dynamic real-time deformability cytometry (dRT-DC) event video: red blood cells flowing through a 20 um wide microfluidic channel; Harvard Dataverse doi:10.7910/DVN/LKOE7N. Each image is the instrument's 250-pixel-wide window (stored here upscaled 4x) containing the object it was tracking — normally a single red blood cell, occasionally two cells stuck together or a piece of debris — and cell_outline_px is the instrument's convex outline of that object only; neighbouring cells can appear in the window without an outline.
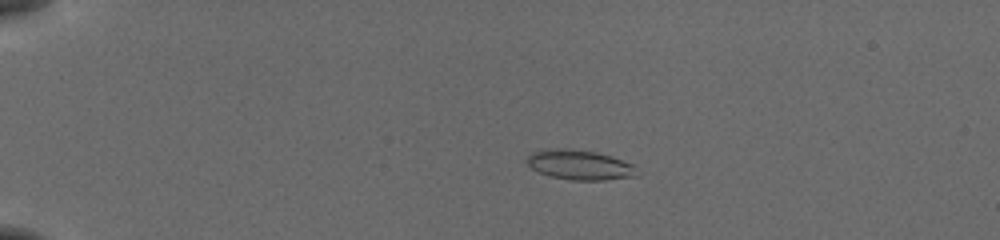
{"species": "common noctule bat (a hibernating species)", "species_latin": "Nyctalus noctula", "temperature_condition": "cold", "stored_images_in_passage": 55, "camera_frame_rate_fps": 3000, "um_per_image_px": 0.085, "animal": {"sex": "female", "body_mass_g": 19.5, "forearm_length_mm": 54.1}, "frame": {"image": 1, "passage_image": 13, "time_ms": 4.0, "image_size_px": [1000, 240], "cell_outline_px": [[632, 176], [604, 180], [568, 180], [552, 176], [540, 172], [532, 168], [524, 160], [532, 152], [540, 148], [564, 148], [596, 152], [612, 156], [632, 164]], "centroid_in_image_um": [49.14, 13.99], "position_along_channel_um": 35.9, "area_um2": 18.84}}
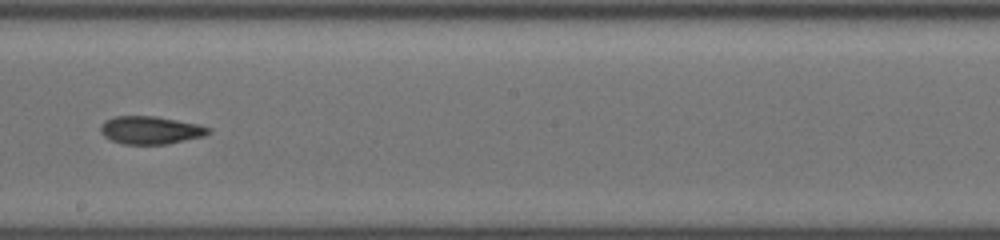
{"frame": {"image": 2, "passage_image": 34, "time_ms": 11.0, "image_size_px": [1000, 240], "cell_outline_px": [[212, 132], [204, 136], [168, 144], [124, 144], [112, 140], [104, 136], [100, 132], [100, 128], [108, 120], [116, 116], [156, 116], [200, 124], [212, 128]], "centroid_in_image_um": [12.87, 11.06], "position_along_channel_um": 235.3, "area_um2": 17.51}}
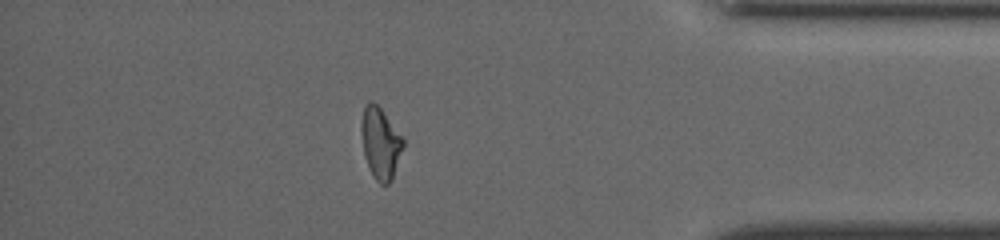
{"frame": {"image": 3, "passage_image": 49, "time_ms": 16.0, "image_size_px": [1000, 240], "cell_outline_px": [[404, 144], [392, 180], [388, 184], [380, 184], [372, 176], [364, 156], [360, 132], [360, 124], [364, 108], [368, 100], [376, 104], [380, 108], [404, 140]], "centroid_in_image_um": [32.31, 12.19], "position_along_channel_um": 402.9, "area_um2": 17.28}, "authors_computed_cell_mechanics": {"area_um2": 17.7446, "velocity_mm_per_s": 3.8599, "shape_relaxation_time_tau1_ms": 5.5413, "shape_relaxation_time_tau2_ms": 3.3764, "deformation_change_tau1": 0.1453, "deformation_change_tau2": 0.1079}}